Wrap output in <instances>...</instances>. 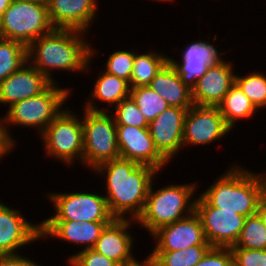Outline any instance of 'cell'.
<instances>
[{"label":"cell","mask_w":266,"mask_h":266,"mask_svg":"<svg viewBox=\"0 0 266 266\" xmlns=\"http://www.w3.org/2000/svg\"><path fill=\"white\" fill-rule=\"evenodd\" d=\"M152 1H153V2H154V1H156V2L158 1L159 3H160V1H161L162 3H164V2L170 3V2H172V1L175 2V0H152Z\"/></svg>","instance_id":"60d3db41"},{"label":"cell","mask_w":266,"mask_h":266,"mask_svg":"<svg viewBox=\"0 0 266 266\" xmlns=\"http://www.w3.org/2000/svg\"><path fill=\"white\" fill-rule=\"evenodd\" d=\"M53 82L39 95L26 98L12 104L3 115L5 129L9 139L16 145V138L11 134L12 126L38 130L40 136L47 126L65 109L72 91L69 87H60ZM64 105V106H63ZM64 107V108H63ZM36 128V129H35Z\"/></svg>","instance_id":"5b68a950"},{"label":"cell","mask_w":266,"mask_h":266,"mask_svg":"<svg viewBox=\"0 0 266 266\" xmlns=\"http://www.w3.org/2000/svg\"><path fill=\"white\" fill-rule=\"evenodd\" d=\"M218 108L231 130H234L233 128L239 121L243 122V120L247 121L251 117L254 118L259 112L236 83L229 89Z\"/></svg>","instance_id":"cb8c5ba5"},{"label":"cell","mask_w":266,"mask_h":266,"mask_svg":"<svg viewBox=\"0 0 266 266\" xmlns=\"http://www.w3.org/2000/svg\"><path fill=\"white\" fill-rule=\"evenodd\" d=\"M53 29L46 3L12 0L0 21V38L17 41L28 47L35 39Z\"/></svg>","instance_id":"ba28073f"},{"label":"cell","mask_w":266,"mask_h":266,"mask_svg":"<svg viewBox=\"0 0 266 266\" xmlns=\"http://www.w3.org/2000/svg\"><path fill=\"white\" fill-rule=\"evenodd\" d=\"M256 213L258 214V216L264 223V226L266 227V191L259 199Z\"/></svg>","instance_id":"74e56055"},{"label":"cell","mask_w":266,"mask_h":266,"mask_svg":"<svg viewBox=\"0 0 266 266\" xmlns=\"http://www.w3.org/2000/svg\"><path fill=\"white\" fill-rule=\"evenodd\" d=\"M26 1H35V2H39V3H46L48 0H26Z\"/></svg>","instance_id":"b9f144b4"},{"label":"cell","mask_w":266,"mask_h":266,"mask_svg":"<svg viewBox=\"0 0 266 266\" xmlns=\"http://www.w3.org/2000/svg\"><path fill=\"white\" fill-rule=\"evenodd\" d=\"M112 221H74L43 220L41 224V240L60 239L70 245H80L81 250L92 249L99 239L102 230Z\"/></svg>","instance_id":"ac0fdd59"},{"label":"cell","mask_w":266,"mask_h":266,"mask_svg":"<svg viewBox=\"0 0 266 266\" xmlns=\"http://www.w3.org/2000/svg\"><path fill=\"white\" fill-rule=\"evenodd\" d=\"M187 110L169 107L149 123L154 145L169 163L183 150V128Z\"/></svg>","instance_id":"9a60e30c"},{"label":"cell","mask_w":266,"mask_h":266,"mask_svg":"<svg viewBox=\"0 0 266 266\" xmlns=\"http://www.w3.org/2000/svg\"><path fill=\"white\" fill-rule=\"evenodd\" d=\"M18 209L0 199V255L22 253L23 248L41 240V224H34Z\"/></svg>","instance_id":"7c38bea8"},{"label":"cell","mask_w":266,"mask_h":266,"mask_svg":"<svg viewBox=\"0 0 266 266\" xmlns=\"http://www.w3.org/2000/svg\"><path fill=\"white\" fill-rule=\"evenodd\" d=\"M110 113L113 115L116 125H128L139 128H148L149 123L140 112L139 107L132 97L120 101Z\"/></svg>","instance_id":"4dcf8cb0"},{"label":"cell","mask_w":266,"mask_h":266,"mask_svg":"<svg viewBox=\"0 0 266 266\" xmlns=\"http://www.w3.org/2000/svg\"><path fill=\"white\" fill-rule=\"evenodd\" d=\"M194 266H234L231 248L212 247Z\"/></svg>","instance_id":"e575fe53"},{"label":"cell","mask_w":266,"mask_h":266,"mask_svg":"<svg viewBox=\"0 0 266 266\" xmlns=\"http://www.w3.org/2000/svg\"><path fill=\"white\" fill-rule=\"evenodd\" d=\"M98 5L99 0H48L47 10L54 28L89 33L99 13Z\"/></svg>","instance_id":"ffe728a7"},{"label":"cell","mask_w":266,"mask_h":266,"mask_svg":"<svg viewBox=\"0 0 266 266\" xmlns=\"http://www.w3.org/2000/svg\"><path fill=\"white\" fill-rule=\"evenodd\" d=\"M231 248L266 249V227L257 213L246 217L236 244Z\"/></svg>","instance_id":"f546056e"},{"label":"cell","mask_w":266,"mask_h":266,"mask_svg":"<svg viewBox=\"0 0 266 266\" xmlns=\"http://www.w3.org/2000/svg\"><path fill=\"white\" fill-rule=\"evenodd\" d=\"M157 177L153 179L149 188L144 210L136 220L138 227L141 226L148 231L150 237L160 227L186 218L195 211L194 195L199 187L196 182L184 184L170 182L171 185L164 187L162 185L155 190L153 186L156 185L154 180Z\"/></svg>","instance_id":"277c9868"},{"label":"cell","mask_w":266,"mask_h":266,"mask_svg":"<svg viewBox=\"0 0 266 266\" xmlns=\"http://www.w3.org/2000/svg\"><path fill=\"white\" fill-rule=\"evenodd\" d=\"M150 49L148 52H135L130 87L148 86L159 70L168 62L169 56Z\"/></svg>","instance_id":"d4e9b609"},{"label":"cell","mask_w":266,"mask_h":266,"mask_svg":"<svg viewBox=\"0 0 266 266\" xmlns=\"http://www.w3.org/2000/svg\"><path fill=\"white\" fill-rule=\"evenodd\" d=\"M134 58L135 51L132 48H130V50L122 49L113 51V53L108 56L106 63H104L105 68L103 70L130 83Z\"/></svg>","instance_id":"1f68e13d"},{"label":"cell","mask_w":266,"mask_h":266,"mask_svg":"<svg viewBox=\"0 0 266 266\" xmlns=\"http://www.w3.org/2000/svg\"><path fill=\"white\" fill-rule=\"evenodd\" d=\"M53 82L28 61L0 82V105L12 104L44 92Z\"/></svg>","instance_id":"44dd1931"},{"label":"cell","mask_w":266,"mask_h":266,"mask_svg":"<svg viewBox=\"0 0 266 266\" xmlns=\"http://www.w3.org/2000/svg\"><path fill=\"white\" fill-rule=\"evenodd\" d=\"M83 161L93 171L100 164L120 158L117 129L113 115L107 111L82 109Z\"/></svg>","instance_id":"8992f818"},{"label":"cell","mask_w":266,"mask_h":266,"mask_svg":"<svg viewBox=\"0 0 266 266\" xmlns=\"http://www.w3.org/2000/svg\"><path fill=\"white\" fill-rule=\"evenodd\" d=\"M34 266H43V265L40 263H36Z\"/></svg>","instance_id":"7bdbcfd3"},{"label":"cell","mask_w":266,"mask_h":266,"mask_svg":"<svg viewBox=\"0 0 266 266\" xmlns=\"http://www.w3.org/2000/svg\"><path fill=\"white\" fill-rule=\"evenodd\" d=\"M227 126L218 106L193 105L186 112L183 128V147L209 146L228 137Z\"/></svg>","instance_id":"8fae6325"},{"label":"cell","mask_w":266,"mask_h":266,"mask_svg":"<svg viewBox=\"0 0 266 266\" xmlns=\"http://www.w3.org/2000/svg\"><path fill=\"white\" fill-rule=\"evenodd\" d=\"M27 62V47L22 43L0 38V82Z\"/></svg>","instance_id":"4316f807"},{"label":"cell","mask_w":266,"mask_h":266,"mask_svg":"<svg viewBox=\"0 0 266 266\" xmlns=\"http://www.w3.org/2000/svg\"><path fill=\"white\" fill-rule=\"evenodd\" d=\"M66 261V265L69 266H119L115 261L98 253L93 248L70 254Z\"/></svg>","instance_id":"d6a6232c"},{"label":"cell","mask_w":266,"mask_h":266,"mask_svg":"<svg viewBox=\"0 0 266 266\" xmlns=\"http://www.w3.org/2000/svg\"><path fill=\"white\" fill-rule=\"evenodd\" d=\"M235 83L243 93L251 100L254 106L260 111L266 108V74L258 70L251 73L235 76Z\"/></svg>","instance_id":"f1b7e54d"},{"label":"cell","mask_w":266,"mask_h":266,"mask_svg":"<svg viewBox=\"0 0 266 266\" xmlns=\"http://www.w3.org/2000/svg\"><path fill=\"white\" fill-rule=\"evenodd\" d=\"M36 263L21 253L0 255V266H34Z\"/></svg>","instance_id":"d590c367"},{"label":"cell","mask_w":266,"mask_h":266,"mask_svg":"<svg viewBox=\"0 0 266 266\" xmlns=\"http://www.w3.org/2000/svg\"><path fill=\"white\" fill-rule=\"evenodd\" d=\"M94 79L93 91L86 97L83 107L90 111H107L110 108L117 106L121 100L130 97L131 87L130 83L115 75L109 74L102 70L97 74ZM95 101V102H94ZM106 103V107H99V103Z\"/></svg>","instance_id":"7402d4cb"},{"label":"cell","mask_w":266,"mask_h":266,"mask_svg":"<svg viewBox=\"0 0 266 266\" xmlns=\"http://www.w3.org/2000/svg\"><path fill=\"white\" fill-rule=\"evenodd\" d=\"M218 37H214L213 44L208 40H195L186 44L185 49L179 51L181 60L169 56V63L175 68L181 80L192 89L197 80H199L207 71L210 65H213L223 59L225 50L221 52L214 42ZM219 51V52H218ZM222 56V57H221Z\"/></svg>","instance_id":"4fadbf2b"},{"label":"cell","mask_w":266,"mask_h":266,"mask_svg":"<svg viewBox=\"0 0 266 266\" xmlns=\"http://www.w3.org/2000/svg\"><path fill=\"white\" fill-rule=\"evenodd\" d=\"M151 236L152 240H155L154 249L151 251H176L194 245H210L195 211L186 218L160 227Z\"/></svg>","instance_id":"e0dca14e"},{"label":"cell","mask_w":266,"mask_h":266,"mask_svg":"<svg viewBox=\"0 0 266 266\" xmlns=\"http://www.w3.org/2000/svg\"><path fill=\"white\" fill-rule=\"evenodd\" d=\"M15 145L8 137L5 124L3 120V116L0 118V162L3 160L5 156L10 154L11 152H14ZM14 148V149H13ZM2 159V160H1Z\"/></svg>","instance_id":"8d00e7d4"},{"label":"cell","mask_w":266,"mask_h":266,"mask_svg":"<svg viewBox=\"0 0 266 266\" xmlns=\"http://www.w3.org/2000/svg\"><path fill=\"white\" fill-rule=\"evenodd\" d=\"M195 213L201 220L206 241L212 247L231 248L236 244L245 216L236 211H219L199 194L196 196Z\"/></svg>","instance_id":"30bf717a"},{"label":"cell","mask_w":266,"mask_h":266,"mask_svg":"<svg viewBox=\"0 0 266 266\" xmlns=\"http://www.w3.org/2000/svg\"><path fill=\"white\" fill-rule=\"evenodd\" d=\"M44 197L51 201L53 215L44 220H74V221H113L107 200L101 192L70 191L46 192Z\"/></svg>","instance_id":"9c48e42d"},{"label":"cell","mask_w":266,"mask_h":266,"mask_svg":"<svg viewBox=\"0 0 266 266\" xmlns=\"http://www.w3.org/2000/svg\"><path fill=\"white\" fill-rule=\"evenodd\" d=\"M234 266H266V249L231 248Z\"/></svg>","instance_id":"836d02e7"},{"label":"cell","mask_w":266,"mask_h":266,"mask_svg":"<svg viewBox=\"0 0 266 266\" xmlns=\"http://www.w3.org/2000/svg\"><path fill=\"white\" fill-rule=\"evenodd\" d=\"M128 266H155V264L148 256H145L143 261L138 259L135 263Z\"/></svg>","instance_id":"f35d334b"},{"label":"cell","mask_w":266,"mask_h":266,"mask_svg":"<svg viewBox=\"0 0 266 266\" xmlns=\"http://www.w3.org/2000/svg\"><path fill=\"white\" fill-rule=\"evenodd\" d=\"M265 172L255 173L233 163L200 195L219 211H236L248 217L256 214L259 199L266 191Z\"/></svg>","instance_id":"3957f363"},{"label":"cell","mask_w":266,"mask_h":266,"mask_svg":"<svg viewBox=\"0 0 266 266\" xmlns=\"http://www.w3.org/2000/svg\"><path fill=\"white\" fill-rule=\"evenodd\" d=\"M86 34L75 29L54 28L27 47V61L51 82L57 81L52 78L55 70L89 73L98 51L85 38Z\"/></svg>","instance_id":"7a4b0ae2"},{"label":"cell","mask_w":266,"mask_h":266,"mask_svg":"<svg viewBox=\"0 0 266 266\" xmlns=\"http://www.w3.org/2000/svg\"><path fill=\"white\" fill-rule=\"evenodd\" d=\"M231 61L224 58L210 65L206 73L197 80L192 88V100L194 105L218 106L235 84L236 72Z\"/></svg>","instance_id":"d6986e66"},{"label":"cell","mask_w":266,"mask_h":266,"mask_svg":"<svg viewBox=\"0 0 266 266\" xmlns=\"http://www.w3.org/2000/svg\"><path fill=\"white\" fill-rule=\"evenodd\" d=\"M120 158L149 165L163 172L169 162L156 149L149 128L116 125Z\"/></svg>","instance_id":"5bb4252c"},{"label":"cell","mask_w":266,"mask_h":266,"mask_svg":"<svg viewBox=\"0 0 266 266\" xmlns=\"http://www.w3.org/2000/svg\"><path fill=\"white\" fill-rule=\"evenodd\" d=\"M211 248V245H194L176 251H150L148 257L155 266H194Z\"/></svg>","instance_id":"484cf974"},{"label":"cell","mask_w":266,"mask_h":266,"mask_svg":"<svg viewBox=\"0 0 266 266\" xmlns=\"http://www.w3.org/2000/svg\"><path fill=\"white\" fill-rule=\"evenodd\" d=\"M65 109L47 126L39 136L43 142L45 157L59 160L65 166L83 161V124L81 115ZM76 160V161H75Z\"/></svg>","instance_id":"52a82bcc"},{"label":"cell","mask_w":266,"mask_h":266,"mask_svg":"<svg viewBox=\"0 0 266 266\" xmlns=\"http://www.w3.org/2000/svg\"><path fill=\"white\" fill-rule=\"evenodd\" d=\"M136 224V220L133 219L115 218L102 230L93 249L115 261L119 266H128L135 263L137 261L135 255H133L135 238L130 228L132 229L131 226Z\"/></svg>","instance_id":"2e32d148"},{"label":"cell","mask_w":266,"mask_h":266,"mask_svg":"<svg viewBox=\"0 0 266 266\" xmlns=\"http://www.w3.org/2000/svg\"><path fill=\"white\" fill-rule=\"evenodd\" d=\"M91 172L105 178L104 196L110 213L118 219L133 220L142 214L151 183L159 174L149 165L123 158L104 162Z\"/></svg>","instance_id":"6da1fadb"},{"label":"cell","mask_w":266,"mask_h":266,"mask_svg":"<svg viewBox=\"0 0 266 266\" xmlns=\"http://www.w3.org/2000/svg\"><path fill=\"white\" fill-rule=\"evenodd\" d=\"M130 96L136 102L140 112L148 123L161 115L170 106L168 103L149 86L131 88Z\"/></svg>","instance_id":"83f0119b"},{"label":"cell","mask_w":266,"mask_h":266,"mask_svg":"<svg viewBox=\"0 0 266 266\" xmlns=\"http://www.w3.org/2000/svg\"><path fill=\"white\" fill-rule=\"evenodd\" d=\"M148 86L158 93L170 107L189 109L194 105L192 89L184 84L169 61L159 70Z\"/></svg>","instance_id":"603a6c76"},{"label":"cell","mask_w":266,"mask_h":266,"mask_svg":"<svg viewBox=\"0 0 266 266\" xmlns=\"http://www.w3.org/2000/svg\"><path fill=\"white\" fill-rule=\"evenodd\" d=\"M12 0H0V21L5 10L10 6Z\"/></svg>","instance_id":"ab89813d"}]
</instances>
